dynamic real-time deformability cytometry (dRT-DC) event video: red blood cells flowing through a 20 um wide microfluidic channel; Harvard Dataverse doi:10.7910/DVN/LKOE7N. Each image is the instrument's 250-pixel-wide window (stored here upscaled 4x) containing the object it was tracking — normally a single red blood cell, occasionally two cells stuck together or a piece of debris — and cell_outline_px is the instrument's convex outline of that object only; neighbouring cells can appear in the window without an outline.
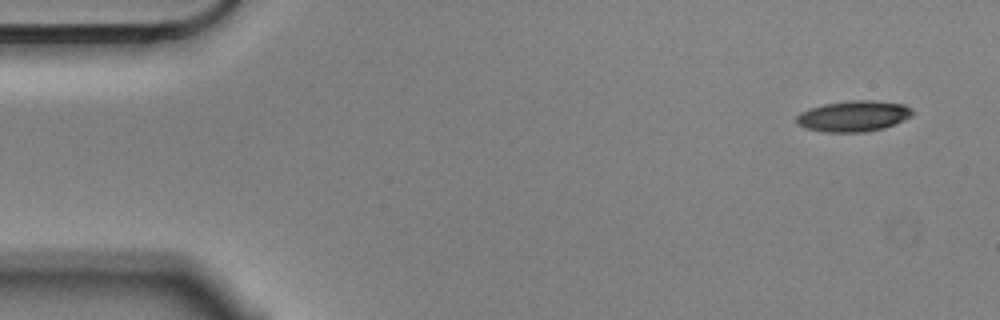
{"species": "Egyptian fruit bat (a non-hibernating species)", "species_latin": "Rousettus aegyptiacus", "temperature_condition": "cold", "stored_images_in_passage": 4, "camera_frame_rate_fps": 3000, "um_per_image_px": 0.085, "animal": {"sex": "male"}, "frame": {"image": 1, "passage_image": 1, "time_ms": 0.0, "image_size_px": [1000, 320], "cell_outline_px": [[912, 116], [904, 120], [884, 128], [864, 132], [824, 132], [804, 128], [796, 124], [796, 116], [800, 112], [824, 104], [852, 100], [872, 100], [904, 104], [912, 108]], "centroid_in_image_um": [72.54, 9.87], "position_along_channel_um": 12.5, "area_um2": 20.92}}